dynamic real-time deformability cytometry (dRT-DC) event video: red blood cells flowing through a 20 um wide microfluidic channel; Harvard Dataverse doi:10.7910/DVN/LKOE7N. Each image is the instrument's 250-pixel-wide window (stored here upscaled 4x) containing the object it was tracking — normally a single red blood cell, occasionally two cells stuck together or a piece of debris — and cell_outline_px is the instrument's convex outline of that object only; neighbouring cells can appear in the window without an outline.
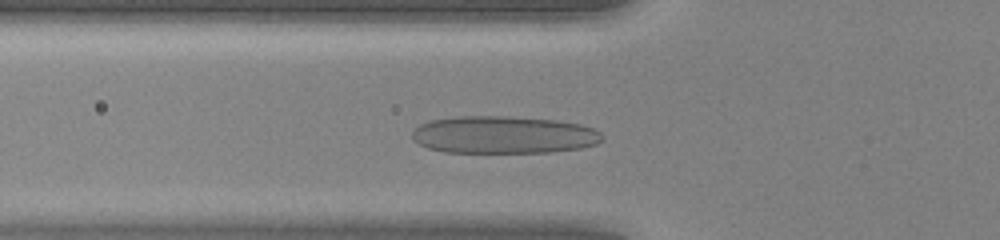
{"species": "human", "species_latin": "Homo sapiens", "temperature_condition": "warm", "stored_images_in_passage": 43, "camera_frame_rate_fps": 3000, "um_per_image_px": 0.085, "donor": {"sex": "female"}, "frame": {"image": 1, "passage_image": 12, "time_ms": 3.667, "image_size_px": [1000, 240], "cell_outline_px": [[604, 140], [596, 144], [580, 148], [548, 152], [444, 152], [428, 148], [412, 140], [412, 132], [420, 124], [428, 120], [456, 116], [512, 116], [556, 120], [580, 124], [592, 128], [600, 132], [604, 136]], "centroid_in_image_um": [42.79, 11.45], "position_along_channel_um": 83.0, "area_um2": 41.73}}
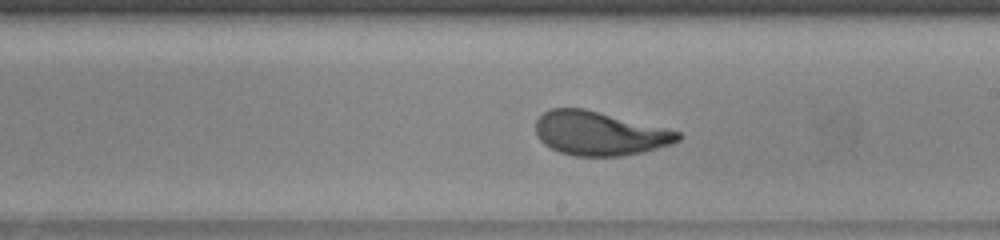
{"frame": {"image": 2, "passage_image": 23, "time_ms": 7.333, "image_size_px": [1000, 240], "cell_outline_px": [[684, 136], [680, 140], [672, 144], [640, 152], [620, 156], [572, 156], [560, 152], [544, 144], [540, 140], [536, 132], [536, 120], [548, 108], [584, 108], [680, 132]], "centroid_in_image_um": [50.93, 11.34], "position_along_channel_um": 238.1, "area_um2": 36.18}}
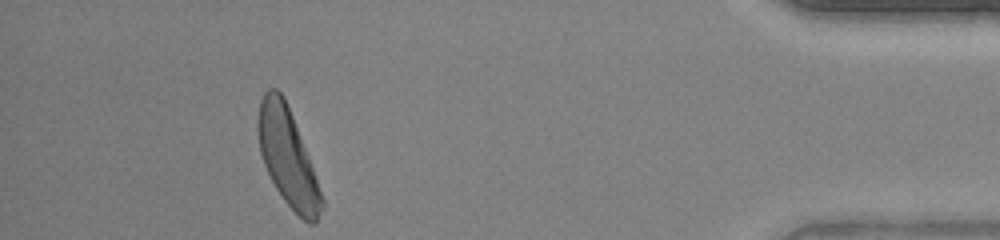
{"frame": {"image": 3, "passage_image": 39, "time_ms": 12.667, "image_size_px": [1000, 240], "cell_outline_px": [[324, 208], [316, 224], [308, 224], [284, 200], [276, 188], [264, 164], [260, 152], [256, 128], [256, 120], [260, 100], [264, 92], [268, 88], [276, 88], [284, 96], [308, 156], [324, 200]], "centroid_in_image_um": [24.43, 13.36], "position_along_channel_um": 410.8, "area_um2": 35.89}, "authors_computed_cell_mechanics": {"area_um2": 37.1076, "velocity_mm_per_s": 4.229, "shape_relaxation_time_tau1_ms": 3.1659, "shape_relaxation_time_tau2_ms": null, "deformation_change_tau1": 0.1819, "deformation_change_tau2": null}}